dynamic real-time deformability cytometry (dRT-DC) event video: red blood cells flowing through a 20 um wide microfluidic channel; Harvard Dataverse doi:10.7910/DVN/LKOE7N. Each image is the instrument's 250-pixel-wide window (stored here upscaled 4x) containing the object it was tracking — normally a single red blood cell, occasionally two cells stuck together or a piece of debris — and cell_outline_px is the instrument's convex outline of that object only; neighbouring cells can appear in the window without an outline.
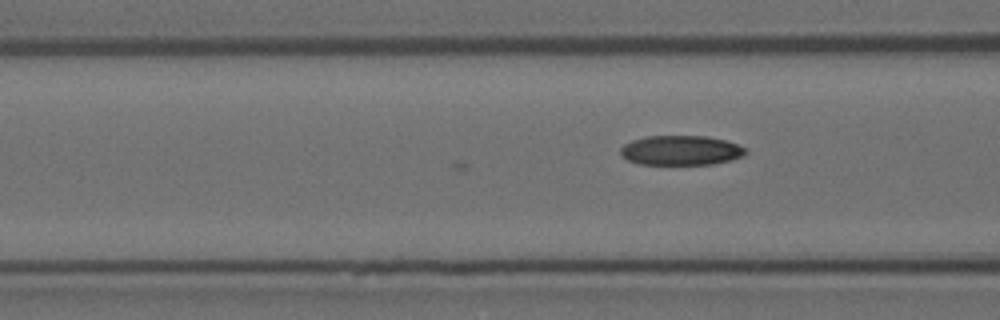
{"species": "Egyptian fruit bat (a non-hibernating species)", "species_latin": "Rousettus aegyptiacus", "temperature_condition": "room temperature", "stored_images_in_passage": 9, "camera_frame_rate_fps": 3000, "um_per_image_px": 0.085, "animal": {"sex": "female"}, "frame": {"image": 1, "passage_image": 9, "time_ms": 2.667, "image_size_px": [1000, 320], "cell_outline_px": [[748, 152], [744, 156], [712, 164], [640, 164], [628, 160], [620, 156], [620, 148], [624, 144], [632, 140], [644, 136], [708, 136], [724, 140], [748, 148]], "centroid_in_image_um": [57.86, 12.77], "position_along_channel_um": 108.7, "area_um2": 21.73}}